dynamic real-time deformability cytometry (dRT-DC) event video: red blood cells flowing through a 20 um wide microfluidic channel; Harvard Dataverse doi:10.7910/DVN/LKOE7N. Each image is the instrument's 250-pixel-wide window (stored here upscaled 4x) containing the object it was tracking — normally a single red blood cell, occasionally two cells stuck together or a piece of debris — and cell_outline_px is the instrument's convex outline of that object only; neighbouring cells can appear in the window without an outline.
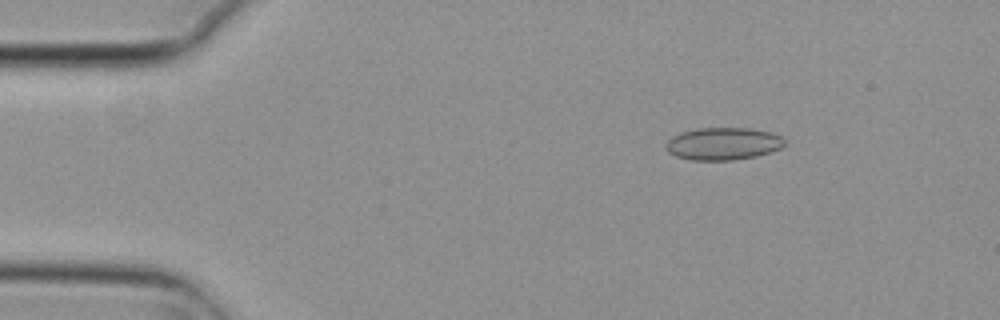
{"species": "common noctule bat (a hibernating species)", "species_latin": "Nyctalus noctula", "temperature_condition": "cold", "stored_images_in_passage": 4, "camera_frame_rate_fps": 3000, "um_per_image_px": 0.085, "animal": {"sex": "female", "body_mass_g": 29.2, "forearm_length_mm": 56.3}, "frame": {"image": 1, "passage_image": 3, "time_ms": 0.667, "image_size_px": [1000, 320], "cell_outline_px": [[784, 144], [780, 148], [756, 156], [732, 160], [692, 160], [676, 156], [668, 152], [664, 144], [672, 136], [680, 132], [700, 128], [748, 128], [772, 132], [784, 136]], "centroid_in_image_um": [61.45, 12.21], "position_along_channel_um": 23.5, "area_um2": 22.48}}